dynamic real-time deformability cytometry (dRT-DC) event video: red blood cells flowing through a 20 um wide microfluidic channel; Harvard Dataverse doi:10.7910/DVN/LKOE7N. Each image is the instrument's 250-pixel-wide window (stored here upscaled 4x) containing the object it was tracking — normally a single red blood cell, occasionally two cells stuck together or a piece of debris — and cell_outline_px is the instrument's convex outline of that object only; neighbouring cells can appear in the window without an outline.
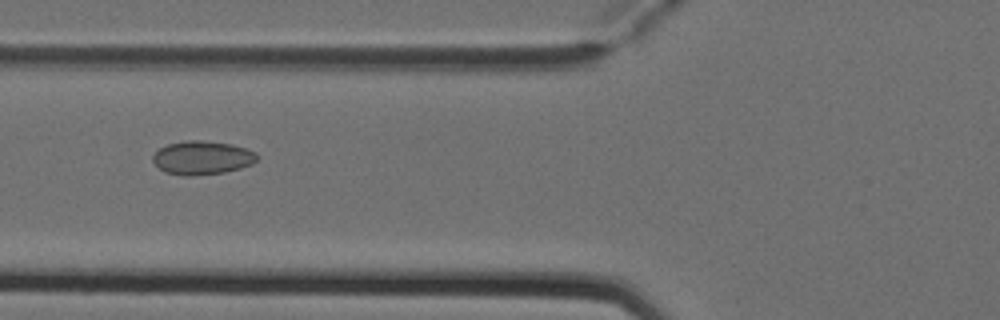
{"species": "Egyptian fruit bat (a non-hibernating species)", "species_latin": "Rousettus aegyptiacus", "temperature_condition": "cold", "stored_images_in_passage": 7, "camera_frame_rate_fps": 3000, "um_per_image_px": 0.085, "animal": {"sex": "female"}, "frame": {"image": 1, "passage_image": 5, "time_ms": 1.333, "image_size_px": [1000, 320], "cell_outline_px": [[260, 156], [252, 164], [240, 168], [224, 172], [188, 176], [184, 176], [164, 172], [152, 160], [152, 156], [160, 148], [168, 144], [188, 140], [200, 140], [232, 144], [256, 152]], "centroid_in_image_um": [17.2, 13.41], "position_along_channel_um": 108.6, "area_um2": 20.35}}
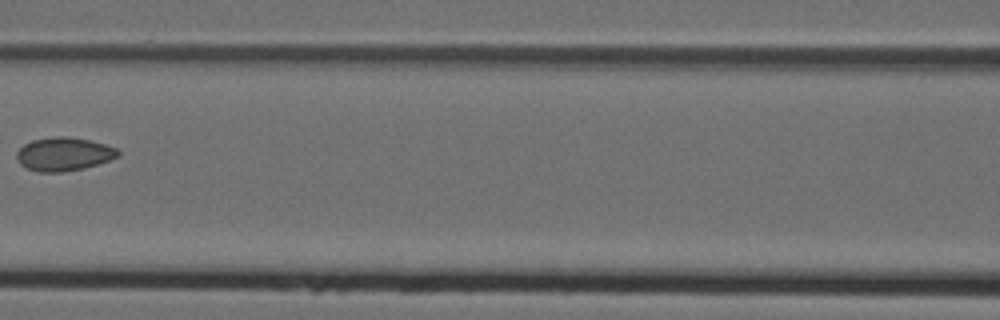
{"frame": {"image": 2, "passage_image": 6, "time_ms": 1.667, "image_size_px": [1000, 320], "cell_outline_px": [[120, 156], [84, 168], [60, 172], [36, 172], [20, 164], [16, 156], [16, 152], [24, 144], [32, 140], [56, 136], [64, 136], [88, 140], [104, 144], [116, 148], [120, 152]], "centroid_in_image_um": [5.4, 13.1], "position_along_channel_um": 161.2, "area_um2": 19.59}}
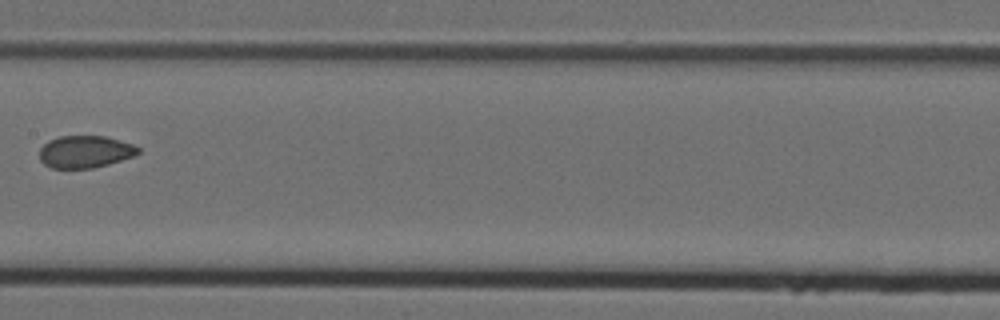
{"frame": {"image": 3, "passage_image": 7, "time_ms": 2.0, "image_size_px": [1000, 320], "cell_outline_px": [[140, 152], [132, 156], [108, 164], [92, 168], [52, 168], [44, 164], [40, 160], [40, 148], [48, 140], [60, 136], [104, 136], [120, 140], [132, 144], [140, 148]], "centroid_in_image_um": [7.21, 12.89], "position_along_channel_um": 200.2, "area_um2": 18.44}}